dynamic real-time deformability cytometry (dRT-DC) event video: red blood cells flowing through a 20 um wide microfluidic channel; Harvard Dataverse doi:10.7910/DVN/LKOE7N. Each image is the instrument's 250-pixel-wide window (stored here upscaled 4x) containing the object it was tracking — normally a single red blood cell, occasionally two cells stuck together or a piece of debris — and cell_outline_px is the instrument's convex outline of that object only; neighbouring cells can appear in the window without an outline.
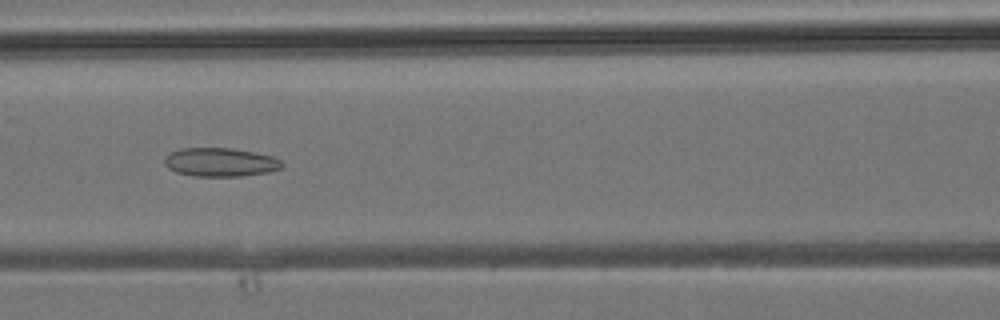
{"species": "common noctule bat (a hibernating species)", "species_latin": "Nyctalus noctula", "temperature_condition": "room temperature", "stored_images_in_passage": 31, "camera_frame_rate_fps": 3000, "um_per_image_px": 0.085, "animal": {"sex": "male", "body_mass_g": 19.2, "forearm_length_mm": 51.8}, "frame": {"image": 1, "passage_image": 9, "time_ms": 2.667, "image_size_px": [1000, 320], "cell_outline_px": [[284, 164], [280, 168], [268, 172], [240, 176], [192, 176], [176, 172], [168, 168], [164, 164], [164, 156], [180, 148], [232, 148], [256, 152], [272, 156], [280, 160]], "centroid_in_image_um": [18.71, 13.78], "position_along_channel_um": 147.9, "area_um2": 19.71}}
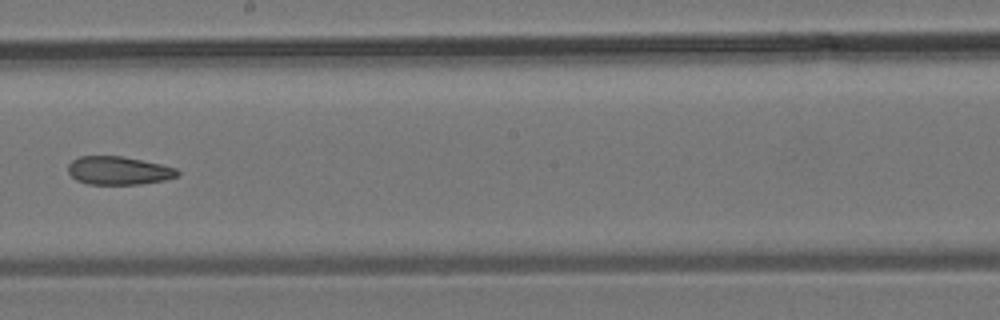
{"frame": {"image": 2, "passage_image": 14, "time_ms": 4.333, "image_size_px": [1000, 320], "cell_outline_px": [[180, 176], [164, 180], [140, 184], [88, 184], [76, 180], [68, 172], [68, 164], [72, 160], [80, 156], [124, 156], [160, 164], [176, 168], [180, 172]], "centroid_in_image_um": [10.09, 14.5], "position_along_channel_um": 238.1, "area_um2": 18.09}}
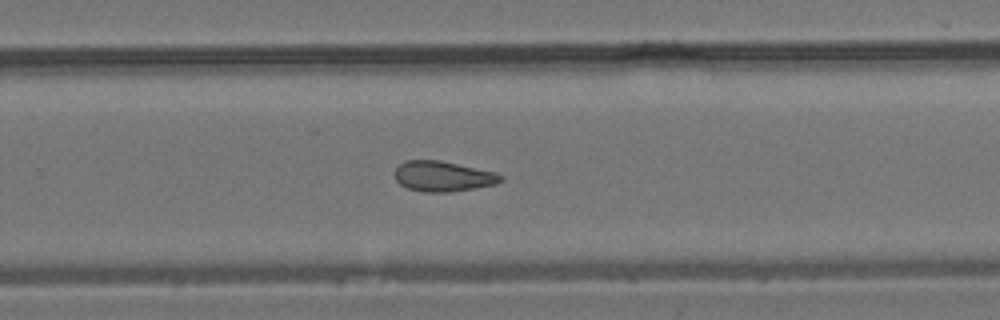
{"frame": {"image": 3, "passage_image": 17, "time_ms": 5.333, "image_size_px": [1000, 320], "cell_outline_px": [[504, 180], [496, 184], [476, 188], [452, 192], [424, 192], [408, 188], [400, 184], [396, 180], [392, 172], [396, 164], [404, 160], [440, 160], [496, 172], [504, 176]], "centroid_in_image_um": [37.62, 14.98], "position_along_channel_um": 292.2, "area_um2": 19.19}}